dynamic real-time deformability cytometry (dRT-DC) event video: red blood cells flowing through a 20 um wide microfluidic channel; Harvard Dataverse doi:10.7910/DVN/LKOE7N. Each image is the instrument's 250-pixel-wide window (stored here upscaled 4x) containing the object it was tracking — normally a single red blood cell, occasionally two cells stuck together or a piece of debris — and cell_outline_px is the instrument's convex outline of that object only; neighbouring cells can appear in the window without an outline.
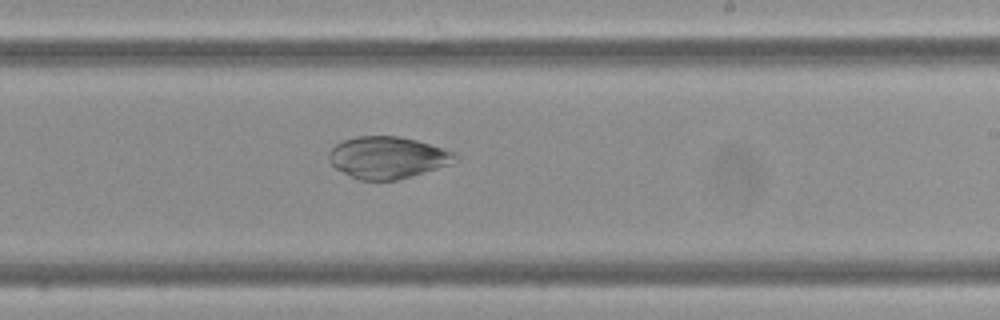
{"species": "Egyptian fruit bat (a non-hibernating species)", "species_latin": "Rousettus aegyptiacus", "temperature_condition": "cold", "stored_images_in_passage": 10, "camera_frame_rate_fps": 3000, "um_per_image_px": 0.085, "frame": {"image": 1, "passage_image": 10, "time_ms": 3.0, "image_size_px": [1000, 320], "cell_outline_px": [[460, 160], [412, 176], [396, 180], [360, 180], [336, 168], [328, 160], [328, 152], [336, 144], [344, 140], [356, 136], [400, 136], [416, 140], [456, 152], [460, 156]], "centroid_in_image_um": [32.96, 13.38], "position_along_channel_um": 256.0, "area_um2": 30.75}}